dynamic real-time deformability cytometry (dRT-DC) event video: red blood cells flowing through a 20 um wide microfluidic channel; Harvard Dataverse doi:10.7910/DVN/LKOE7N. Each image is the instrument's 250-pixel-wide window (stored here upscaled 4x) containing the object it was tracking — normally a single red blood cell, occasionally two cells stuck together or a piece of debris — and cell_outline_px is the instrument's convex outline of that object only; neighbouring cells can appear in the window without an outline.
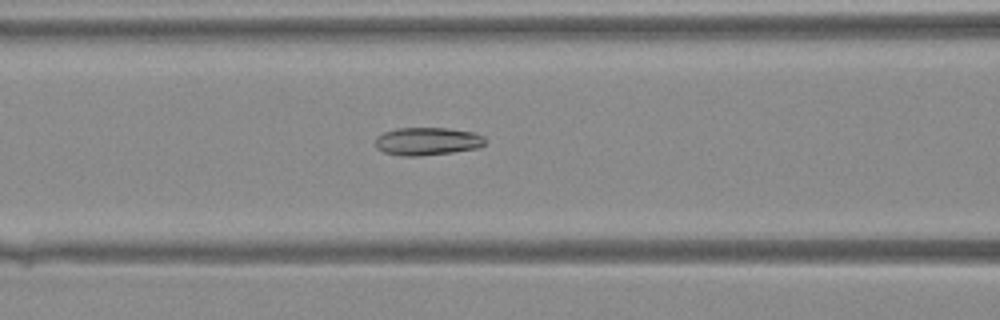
{"species": "Egyptian fruit bat (a non-hibernating species)", "species_latin": "Rousettus aegyptiacus", "temperature_condition": "warm", "stored_images_in_passage": 35, "camera_frame_rate_fps": 3000, "um_per_image_px": 0.085, "animal": {"sex": "female"}, "frame": {"image": 1, "passage_image": 15, "time_ms": 4.667, "image_size_px": [1000, 320], "cell_outline_px": [[484, 144], [476, 148], [452, 152], [416, 156], [400, 156], [384, 152], [376, 148], [376, 136], [384, 132], [396, 128], [448, 128], [472, 132], [484, 136]], "centroid_in_image_um": [36.28, 12.0], "position_along_channel_um": 130.3, "area_um2": 17.74}}
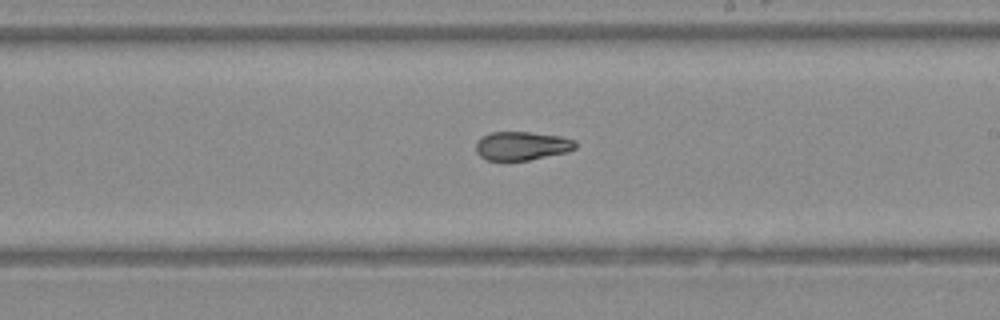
{"frame": {"image": 2, "passage_image": 22, "time_ms": 7.0, "image_size_px": [1000, 320], "cell_outline_px": [[576, 148], [568, 152], [528, 160], [488, 160], [480, 156], [476, 152], [476, 144], [484, 136], [492, 132], [528, 132], [560, 136], [576, 140]], "centroid_in_image_um": [44.4, 12.4], "position_along_channel_um": 244.6, "area_um2": 16.47}}
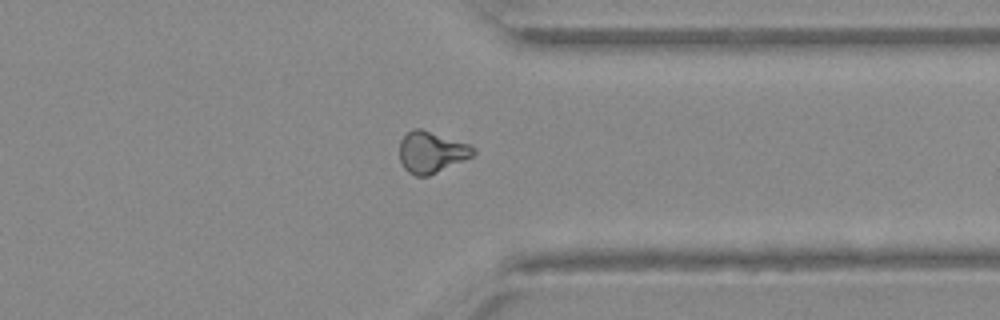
{"frame": {"image": 3, "passage_image": 30, "time_ms": 9.667, "image_size_px": [1000, 320], "cell_outline_px": [[476, 152], [472, 156], [464, 160], [428, 176], [416, 176], [408, 172], [404, 168], [400, 160], [400, 140], [408, 132], [416, 128], [420, 128], [472, 144], [476, 148]], "centroid_in_image_um": [36.7, 12.92], "position_along_channel_um": 374.7, "area_um2": 17.86}}